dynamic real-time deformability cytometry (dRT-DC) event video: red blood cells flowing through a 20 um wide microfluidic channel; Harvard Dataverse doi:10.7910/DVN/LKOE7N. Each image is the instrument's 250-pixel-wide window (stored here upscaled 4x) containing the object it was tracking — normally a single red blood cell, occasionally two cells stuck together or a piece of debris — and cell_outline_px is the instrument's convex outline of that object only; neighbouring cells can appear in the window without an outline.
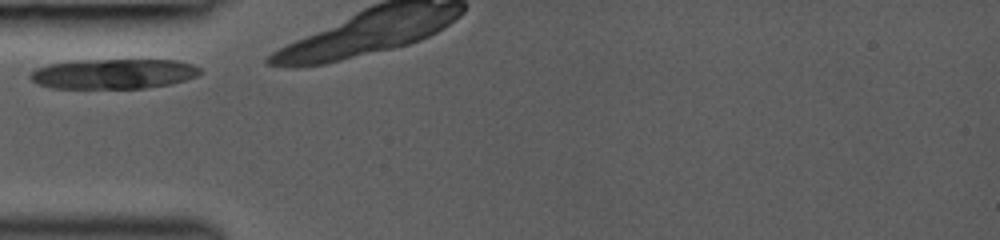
{"species": "common noctule bat (a hibernating species)", "species_latin": "Nyctalus noctula", "temperature_condition": "room temperature", "stored_images_in_passage": 4, "camera_frame_rate_fps": 3000, "um_per_image_px": 0.085, "animal": {"sex": "female", "body_mass_g": 19.0, "forearm_length_mm": 53.3}, "frame": {"image": 1, "passage_image": 1, "time_ms": 0.0, "image_size_px": [1000, 240], "cell_outline_px": [[204, 72], [196, 76], [172, 84], [144, 88], [52, 88], [36, 84], [28, 76], [36, 68], [48, 64], [76, 60], [176, 60], [192, 64], [200, 68]], "centroid_in_image_um": [9.64, 6.27], "position_along_channel_um": 75.4, "area_um2": 29.82}}